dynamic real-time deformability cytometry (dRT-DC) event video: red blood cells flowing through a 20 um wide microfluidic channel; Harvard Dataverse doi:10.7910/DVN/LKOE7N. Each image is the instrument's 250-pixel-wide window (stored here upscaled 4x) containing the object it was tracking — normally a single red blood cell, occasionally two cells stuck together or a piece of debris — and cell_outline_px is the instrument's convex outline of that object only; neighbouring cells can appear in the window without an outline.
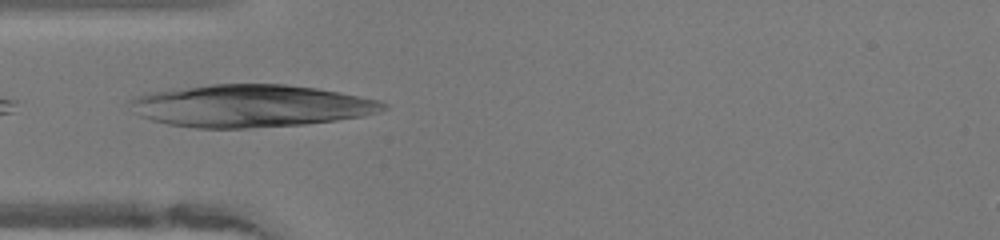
{"species": "human", "species_latin": "Homo sapiens", "temperature_condition": "warm", "stored_images_in_passage": 35, "camera_frame_rate_fps": 3000, "um_per_image_px": 0.085, "donor": {"sex": "female"}, "frame": {"image": 1, "passage_image": 1, "time_ms": 0.0, "image_size_px": [1000, 240], "cell_outline_px": [[388, 108], [364, 116], [336, 120], [304, 124], [244, 128], [196, 128], [168, 124], [152, 120], [140, 116], [132, 112], [128, 104], [128, 100], [136, 96], [148, 92], [212, 84], [284, 84], [316, 88], [340, 92], [380, 100], [388, 104]], "centroid_in_image_um": [21.28, 8.99], "position_along_channel_um": 63.7, "area_um2": 62.71}}
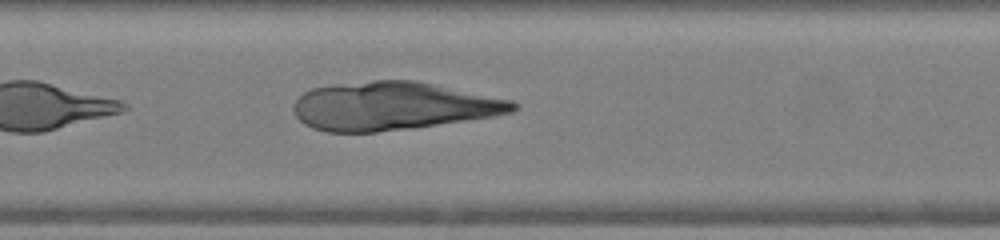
{"frame": {"image": 2, "passage_image": 9, "time_ms": 2.667, "image_size_px": [1000, 240], "cell_outline_px": [[520, 104], [512, 112], [492, 116], [412, 128], [376, 132], [328, 132], [312, 128], [304, 124], [296, 116], [292, 108], [292, 104], [304, 92], [312, 88], [336, 84], [372, 80], [416, 80], [512, 100]], "centroid_in_image_um": [33.37, 9.01], "position_along_channel_um": 174.0, "area_um2": 61.61}}
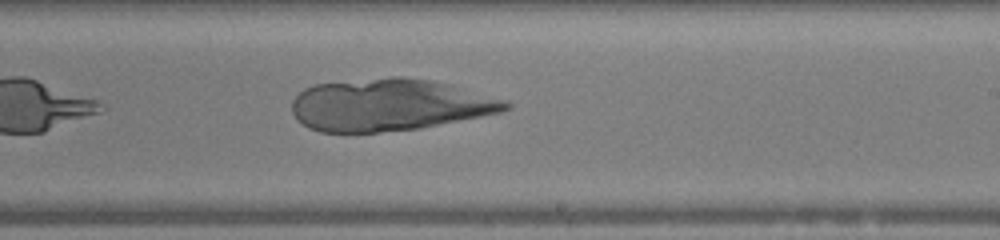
{"frame": {"image": 3, "passage_image": 15, "time_ms": 4.667, "image_size_px": [1000, 240], "cell_outline_px": [[512, 108], [504, 112], [420, 128], [376, 132], [320, 132], [308, 128], [296, 120], [292, 112], [292, 100], [304, 88], [316, 84], [392, 76], [400, 76], [432, 80], [448, 84], [508, 100], [512, 104]], "centroid_in_image_um": [33.11, 8.91], "position_along_channel_um": 255.9, "area_um2": 65.03}}